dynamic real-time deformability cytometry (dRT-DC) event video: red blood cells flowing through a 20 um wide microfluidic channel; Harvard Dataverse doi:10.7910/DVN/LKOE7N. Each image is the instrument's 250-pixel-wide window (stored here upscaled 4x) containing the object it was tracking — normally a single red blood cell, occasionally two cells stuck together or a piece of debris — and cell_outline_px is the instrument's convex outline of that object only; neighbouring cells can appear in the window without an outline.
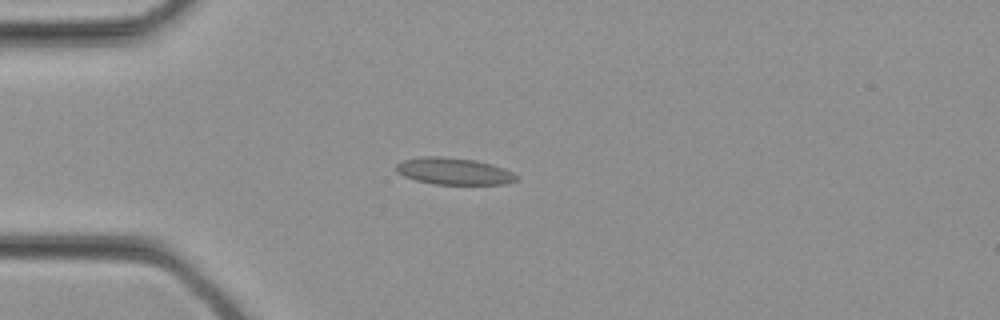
{"species": "common noctule bat (a hibernating species)", "species_latin": "Nyctalus noctula", "temperature_condition": "cold", "stored_images_in_passage": 25, "camera_frame_rate_fps": 3000, "um_per_image_px": 0.085, "animal": {"sex": "female", "body_mass_g": 21.9}, "frame": {"image": 1, "passage_image": 1, "time_ms": 0.0, "image_size_px": [1000, 320], "cell_outline_px": [[520, 176], [516, 180], [504, 184], [432, 184], [416, 180], [404, 176], [396, 172], [396, 164], [404, 160], [424, 156], [444, 156], [476, 160], [492, 164], [504, 168]], "centroid_in_image_um": [38.59, 14.55], "position_along_channel_um": 46.4, "area_um2": 18.9}}
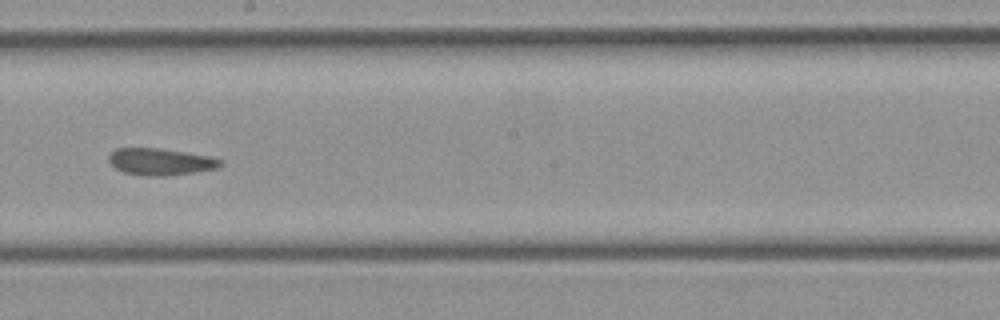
{"frame": {"image": 2, "passage_image": 11, "time_ms": 3.333, "image_size_px": [1000, 320], "cell_outline_px": [[224, 164], [216, 168], [196, 172], [164, 176], [144, 176], [124, 172], [116, 168], [108, 160], [108, 156], [116, 148], [160, 148], [212, 156], [224, 160]], "centroid_in_image_um": [13.69, 13.74], "position_along_channel_um": 234.5, "area_um2": 17.63}}
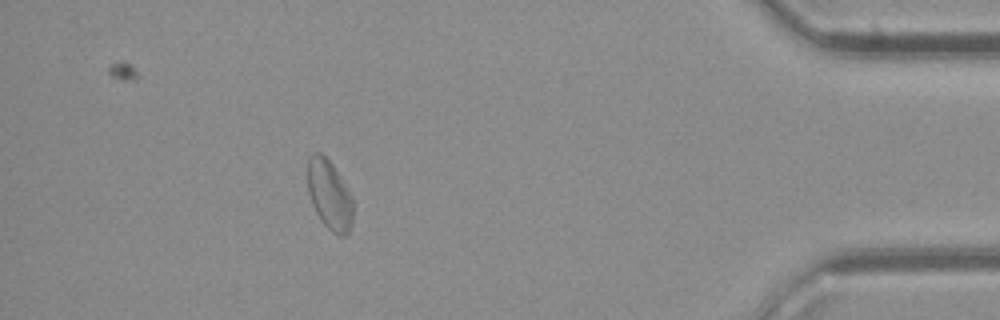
{"frame": {"image": 3, "passage_image": 22, "time_ms": 7.0, "image_size_px": [1000, 320], "cell_outline_px": [[352, 224], [348, 232], [344, 236], [340, 236], [332, 232], [320, 220], [312, 204], [308, 192], [308, 156], [312, 152], [320, 152], [332, 164], [352, 196]], "centroid_in_image_um": [27.99, 16.56], "position_along_channel_um": 407.2, "area_um2": 18.32}}